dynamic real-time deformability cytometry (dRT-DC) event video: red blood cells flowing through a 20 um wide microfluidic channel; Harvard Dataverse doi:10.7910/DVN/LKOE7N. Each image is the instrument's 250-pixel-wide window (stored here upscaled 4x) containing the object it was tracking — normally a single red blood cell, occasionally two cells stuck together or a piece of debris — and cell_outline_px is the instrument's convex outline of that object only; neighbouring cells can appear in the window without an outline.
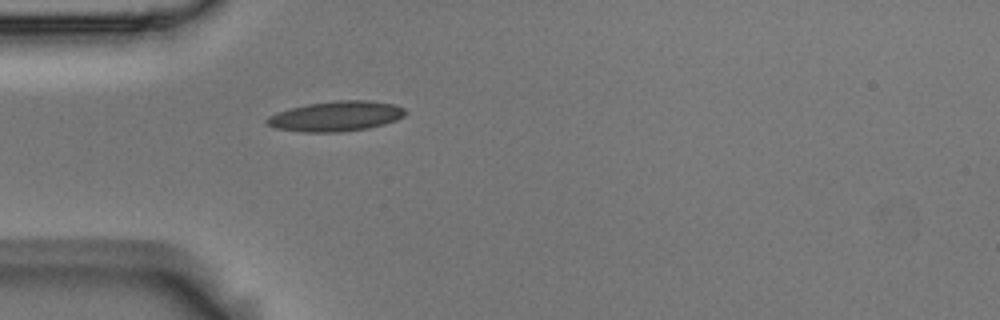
{"species": "Egyptian fruit bat (a non-hibernating species)", "species_latin": "Rousettus aegyptiacus", "temperature_condition": "room temperature", "stored_images_in_passage": 1, "camera_frame_rate_fps": 3000, "um_per_image_px": 0.085, "animal": {"sex": "male"}, "frame": {"image": 1, "passage_image": 1, "time_ms": 0.0, "image_size_px": [1000, 320], "cell_outline_px": [[408, 112], [404, 116], [396, 120], [384, 124], [368, 128], [340, 132], [304, 132], [276, 128], [268, 124], [264, 120], [268, 116], [276, 112], [308, 104], [336, 100], [368, 100], [396, 104], [404, 108]], "centroid_in_image_um": [28.59, 9.87], "position_along_channel_um": 56.4, "area_um2": 24.33}}